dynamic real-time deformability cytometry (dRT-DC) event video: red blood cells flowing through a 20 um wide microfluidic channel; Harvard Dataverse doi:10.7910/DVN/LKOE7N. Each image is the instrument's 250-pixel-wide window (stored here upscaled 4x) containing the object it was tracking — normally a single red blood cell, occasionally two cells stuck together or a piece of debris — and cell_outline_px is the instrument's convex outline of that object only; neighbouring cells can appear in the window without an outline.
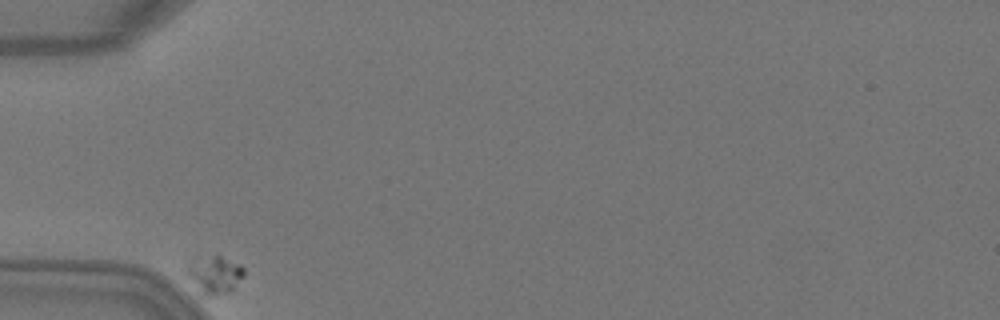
{"species": "Egyptian fruit bat (a non-hibernating species)", "species_latin": "Rousettus aegyptiacus", "temperature_condition": "warm", "stored_images_in_passage": 2, "camera_frame_rate_fps": 3000, "um_per_image_px": 0.085, "animal": {"sex": "female"}, "frame": {"image": 1, "passage_image": 1, "time_ms": 0.0, "image_size_px": [1000, 320], "cell_outline_px": [[244, 276], [232, 292], [212, 296], [196, 296], [184, 268], [212, 256], [220, 256], [240, 264], [244, 268]], "centroid_in_image_um": [18.24, 23.47], "position_along_channel_um": 66.8, "area_um2": 12.72}}